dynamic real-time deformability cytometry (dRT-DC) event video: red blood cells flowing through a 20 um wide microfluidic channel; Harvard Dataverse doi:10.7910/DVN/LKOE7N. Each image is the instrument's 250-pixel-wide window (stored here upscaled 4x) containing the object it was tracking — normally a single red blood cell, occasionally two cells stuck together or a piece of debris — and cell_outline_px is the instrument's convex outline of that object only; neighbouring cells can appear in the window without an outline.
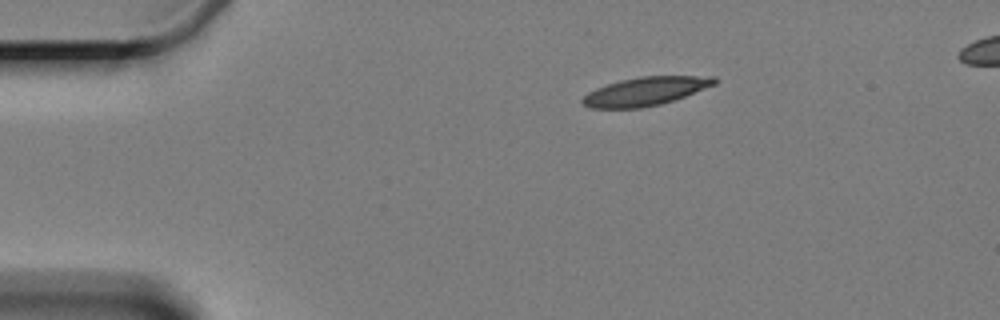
{"species": "Egyptian fruit bat (a non-hibernating species)", "species_latin": "Rousettus aegyptiacus", "temperature_condition": "cold", "stored_images_in_passage": 4, "segment_of_instrument_passage": [1, 2], "camera_frame_rate_fps": 3000, "um_per_image_px": 0.085, "animal": {"sex": "female"}, "frame": {"image": 1, "passage_image": 1, "time_ms": 0.0, "image_size_px": [1000, 320], "cell_outline_px": [[720, 80], [716, 84], [684, 96], [660, 104], [644, 108], [588, 108], [580, 100], [588, 92], [596, 88], [620, 80], [640, 76], [716, 76]], "centroid_in_image_um": [54.87, 7.75], "position_along_channel_um": 30.1, "area_um2": 21.91}}